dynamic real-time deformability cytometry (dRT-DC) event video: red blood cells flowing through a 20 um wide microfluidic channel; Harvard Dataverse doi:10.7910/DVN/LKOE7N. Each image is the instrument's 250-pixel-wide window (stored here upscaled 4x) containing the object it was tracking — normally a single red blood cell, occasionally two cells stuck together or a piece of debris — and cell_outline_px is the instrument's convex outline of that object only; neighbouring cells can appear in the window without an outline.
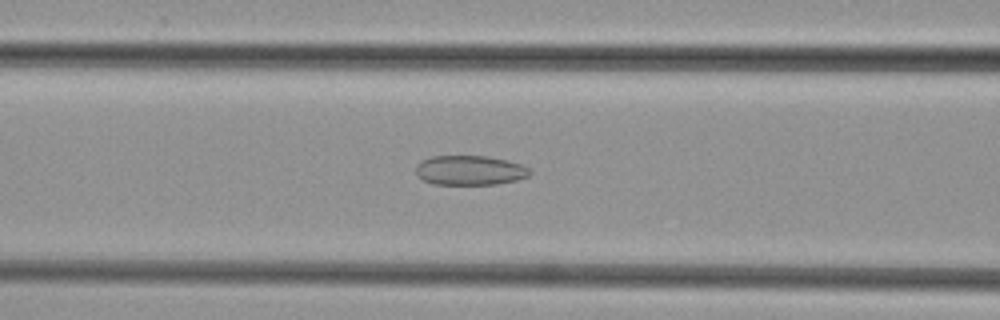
{"species": "common noctule bat (a hibernating species)", "species_latin": "Nyctalus noctula", "temperature_condition": "cold", "stored_images_in_passage": 38, "camera_frame_rate_fps": 3000, "um_per_image_px": 0.085, "animal": {"sex": "female", "body_mass_g": 29.2, "forearm_length_mm": 56.3}, "frame": {"image": 1, "passage_image": 9, "time_ms": 2.667, "image_size_px": [1000, 320], "cell_outline_px": [[532, 172], [528, 176], [516, 180], [496, 184], [432, 184], [416, 176], [416, 164], [420, 160], [432, 156], [488, 156], [508, 160], [520, 164], [528, 168]], "centroid_in_image_um": [39.9, 14.47], "position_along_channel_um": 126.7, "area_um2": 19.77}}
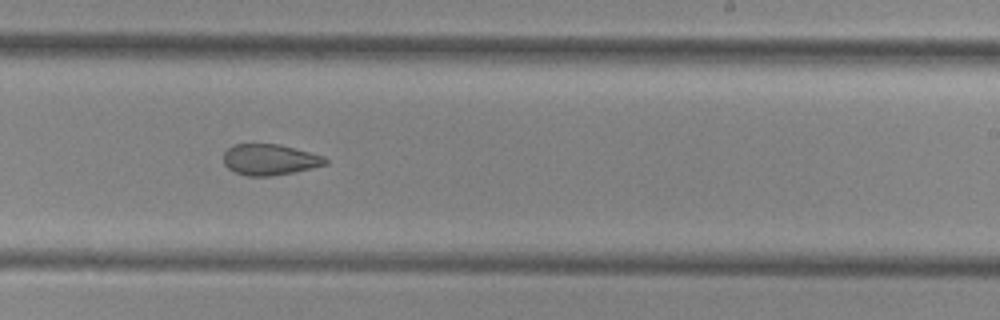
{"frame": {"image": 2, "passage_image": 19, "time_ms": 6.0, "image_size_px": [1000, 320], "cell_outline_px": [[328, 164], [312, 168], [292, 172], [268, 176], [248, 176], [236, 172], [228, 168], [224, 164], [224, 152], [232, 144], [280, 144], [324, 156], [328, 160]], "centroid_in_image_um": [22.93, 13.56], "position_along_channel_um": 266.1, "area_um2": 18.32}}
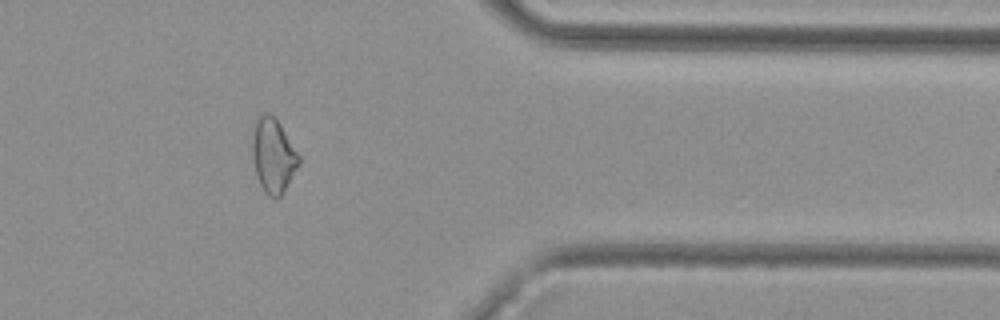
{"frame": {"image": 3, "passage_image": 29, "time_ms": 9.333, "image_size_px": [1000, 320], "cell_outline_px": [[300, 164], [280, 196], [276, 200], [268, 196], [264, 192], [256, 176], [252, 156], [252, 140], [256, 120], [264, 112], [268, 112], [280, 124], [300, 156]], "centroid_in_image_um": [23.22, 13.25], "position_along_channel_um": 388.2, "area_um2": 20.06}}